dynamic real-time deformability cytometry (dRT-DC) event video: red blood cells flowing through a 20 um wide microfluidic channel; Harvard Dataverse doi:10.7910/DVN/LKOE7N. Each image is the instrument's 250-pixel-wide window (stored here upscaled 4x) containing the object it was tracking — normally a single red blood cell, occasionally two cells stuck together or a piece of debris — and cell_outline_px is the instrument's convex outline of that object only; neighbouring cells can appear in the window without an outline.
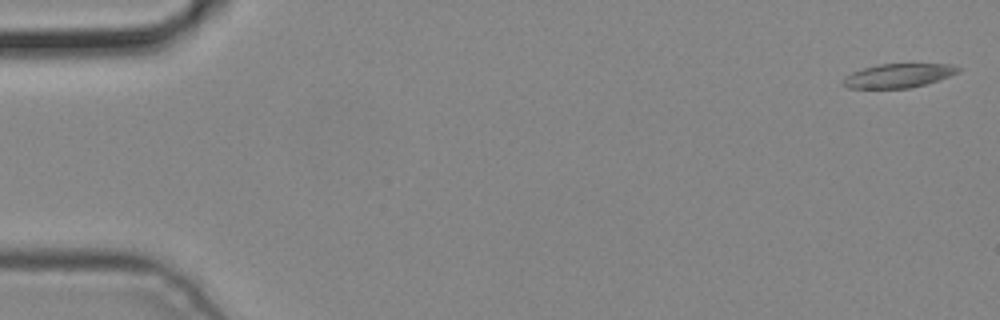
{"species": "common noctule bat (a hibernating species)", "species_latin": "Nyctalus noctula", "temperature_condition": "cold", "stored_images_in_passage": 6, "camera_frame_rate_fps": 3000, "um_per_image_px": 0.085, "animal": {"sex": "male", "body_mass_g": 19.2, "forearm_length_mm": 51.8}, "frame": {"image": 1, "passage_image": 1, "time_ms": 0.0, "image_size_px": [1000, 320], "cell_outline_px": [[964, 68], [960, 72], [924, 84], [908, 88], [848, 88], [840, 84], [840, 80], [844, 76], [852, 72], [864, 68], [880, 64], [952, 64]], "centroid_in_image_um": [76.33, 6.42], "position_along_channel_um": 8.7, "area_um2": 16.13}}
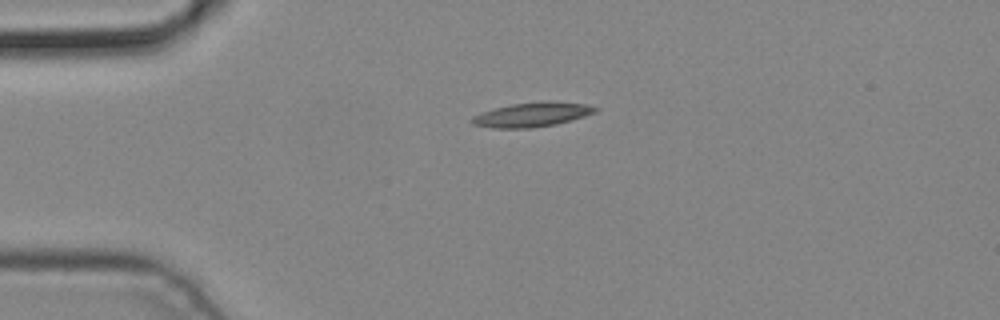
{"frame": {"image": 2, "passage_image": 4, "time_ms": 1.0, "image_size_px": [1000, 320], "cell_outline_px": [[600, 108], [596, 112], [572, 120], [556, 124], [532, 128], [492, 128], [472, 124], [468, 120], [472, 116], [496, 108], [512, 104], [588, 104]], "centroid_in_image_um": [45.16, 9.8], "position_along_channel_um": 39.8, "area_um2": 16.59}}
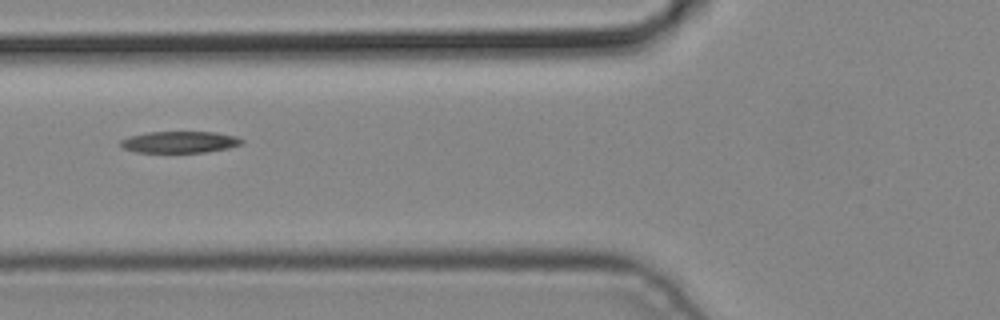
{"frame": {"image": 3, "passage_image": 6, "time_ms": 1.667, "image_size_px": [1000, 320], "cell_outline_px": [[244, 144], [228, 148], [208, 152], [136, 152], [124, 148], [120, 144], [120, 140], [132, 136], [148, 132], [216, 132], [236, 136], [244, 140]], "centroid_in_image_um": [15.34, 12.07], "position_along_channel_um": 110.5, "area_um2": 15.2}}